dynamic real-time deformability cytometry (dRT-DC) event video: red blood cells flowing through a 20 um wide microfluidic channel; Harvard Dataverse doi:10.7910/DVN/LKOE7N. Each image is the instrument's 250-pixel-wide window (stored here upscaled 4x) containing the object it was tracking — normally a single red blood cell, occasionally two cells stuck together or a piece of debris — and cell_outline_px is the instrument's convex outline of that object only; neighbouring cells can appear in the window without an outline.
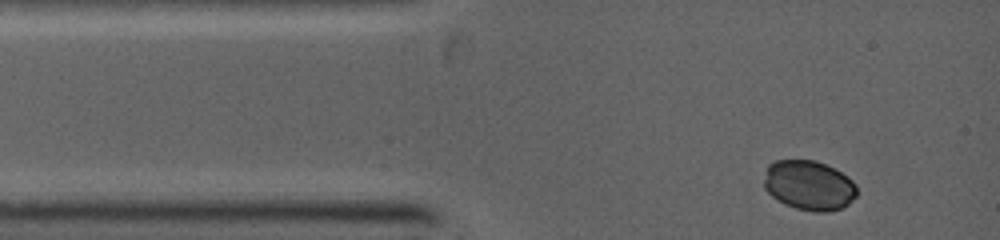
{"species": "common noctule bat (a hibernating species)", "species_latin": "Nyctalus noctula", "temperature_condition": "warm", "stored_images_in_passage": 4, "camera_frame_rate_fps": 5000, "um_per_image_px": 0.085, "animal": {"sex": "female", "body_mass_g": 19.0, "forearm_length_mm": 53.3}, "frame": {"image": 1, "passage_image": 1, "time_ms": 0.0, "image_size_px": [1000, 240], "cell_outline_px": [[856, 196], [844, 208], [828, 212], [816, 212], [796, 208], [784, 204], [776, 200], [764, 188], [764, 180], [768, 164], [776, 160], [816, 160], [840, 172], [852, 180], [856, 184]], "centroid_in_image_um": [68.76, 15.77], "position_along_channel_um": 16.2, "area_um2": 26.99}}